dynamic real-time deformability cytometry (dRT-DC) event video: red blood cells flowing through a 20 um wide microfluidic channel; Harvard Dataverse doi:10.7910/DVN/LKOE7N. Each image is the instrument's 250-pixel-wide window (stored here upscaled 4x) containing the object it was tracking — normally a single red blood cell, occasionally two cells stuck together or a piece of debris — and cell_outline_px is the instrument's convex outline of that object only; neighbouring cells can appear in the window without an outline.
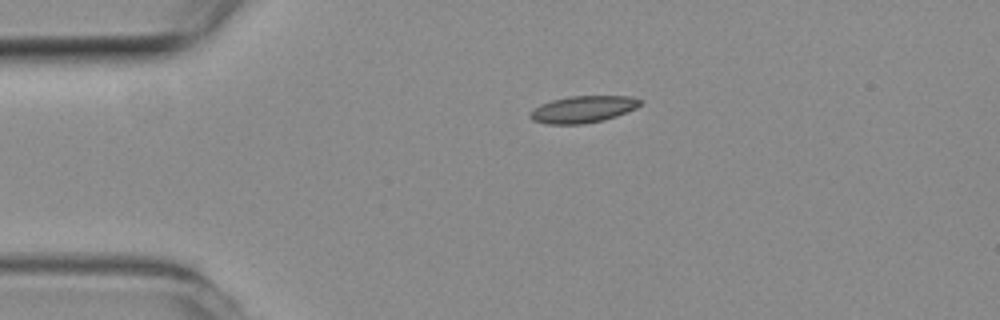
{"species": "common noctule bat (a hibernating species)", "species_latin": "Nyctalus noctula", "temperature_condition": "room temperature", "stored_images_in_passage": 39, "camera_frame_rate_fps": 3000, "um_per_image_px": 0.085, "animal": {"sex": "female", "body_mass_g": 19.3, "forearm_length_mm": 54.1}, "frame": {"image": 1, "passage_image": 1, "time_ms": 0.0, "image_size_px": [1000, 320], "cell_outline_px": [[640, 104], [636, 108], [616, 116], [604, 120], [584, 124], [548, 124], [532, 120], [528, 116], [540, 104], [552, 100], [568, 96], [628, 96], [640, 100]], "centroid_in_image_um": [49.53, 9.29], "position_along_channel_um": 35.5, "area_um2": 17.05}}
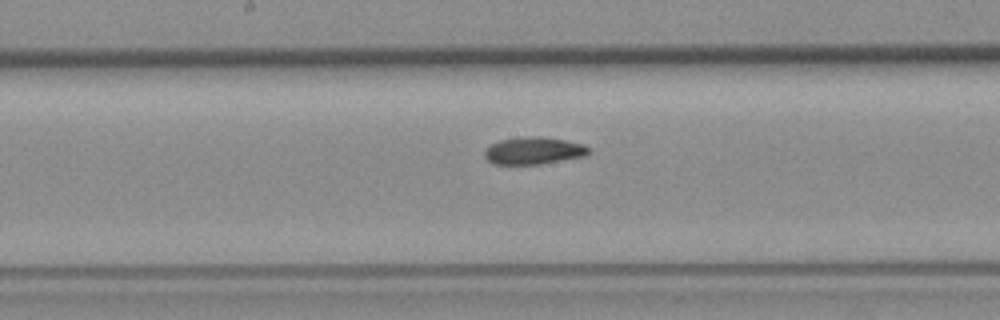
{"frame": {"image": 2, "passage_image": 17, "time_ms": 5.333, "image_size_px": [1000, 320], "cell_outline_px": [[592, 152], [584, 156], [540, 164], [492, 164], [484, 156], [484, 152], [492, 144], [500, 140], [524, 136], [540, 136], [564, 140], [580, 144], [588, 148]], "centroid_in_image_um": [45.34, 12.81], "position_along_channel_um": 202.9, "area_um2": 16.36}}
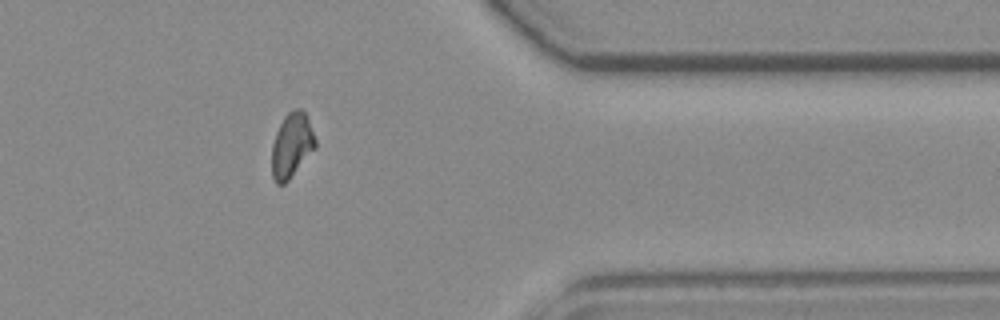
{"frame": {"image": 3, "passage_image": 33, "time_ms": 10.667, "image_size_px": [1000, 320], "cell_outline_px": [[316, 148], [288, 180], [284, 184], [276, 184], [272, 176], [272, 144], [276, 132], [284, 116], [292, 108], [300, 108], [308, 116], [316, 140]], "centroid_in_image_um": [24.8, 12.32], "position_along_channel_um": 386.6, "area_um2": 16.53}, "authors_computed_cell_mechanics": {"area_um2": 16.6464, "velocity_mm_per_s": 3.8018, "shape_relaxation_time_tau1_ms": 8.6398, "shape_relaxation_time_tau2_ms": 6.9817, "deformation_change_tau1": 0.1677, "deformation_change_tau2": 0.1041}}